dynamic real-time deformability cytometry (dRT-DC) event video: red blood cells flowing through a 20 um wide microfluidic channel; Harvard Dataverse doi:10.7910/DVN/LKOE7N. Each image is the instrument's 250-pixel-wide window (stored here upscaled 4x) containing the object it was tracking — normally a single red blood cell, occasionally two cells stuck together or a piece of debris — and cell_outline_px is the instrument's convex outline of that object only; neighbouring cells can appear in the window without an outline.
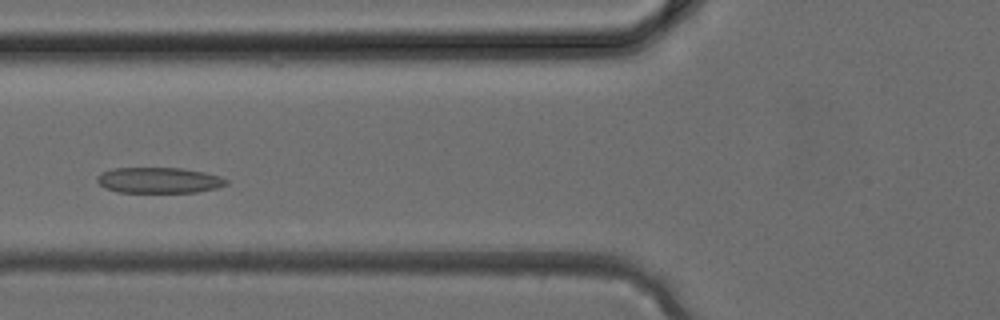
{"species": "common noctule bat (a hibernating species)", "species_latin": "Nyctalus noctula", "temperature_condition": "cold", "stored_images_in_passage": 27, "camera_frame_rate_fps": 3000, "um_per_image_px": 0.085, "animal": {"sex": "female", "body_mass_g": 24.6, "forearm_length_mm": 56.2}, "frame": {"image": 1, "passage_image": 4, "time_ms": 1.0, "image_size_px": [1000, 320], "cell_outline_px": [[228, 184], [216, 188], [196, 192], [116, 192], [104, 188], [96, 180], [96, 176], [100, 172], [112, 168], [180, 168], [204, 172], [220, 176], [228, 180]], "centroid_in_image_um": [13.47, 15.32], "position_along_channel_um": 112.3, "area_um2": 19.48}}
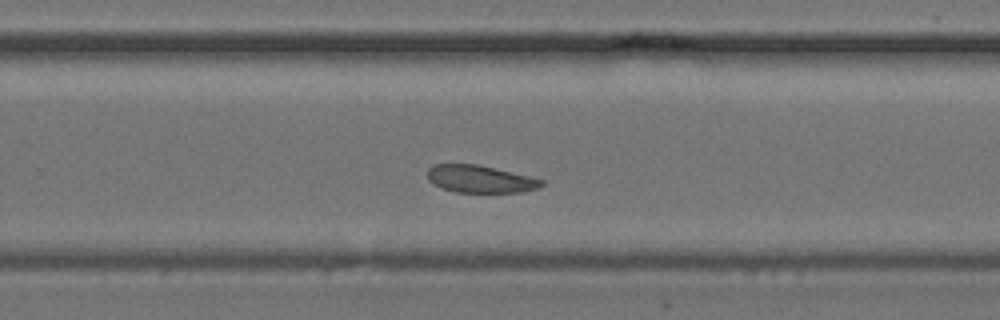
{"frame": {"image": 2, "passage_image": 14, "time_ms": 4.333, "image_size_px": [1000, 320], "cell_outline_px": [[544, 184], [536, 188], [524, 192], [456, 192], [432, 184], [428, 180], [428, 168], [432, 164], [480, 164], [544, 180]], "centroid_in_image_um": [40.79, 15.21], "position_along_channel_um": 289.0, "area_um2": 18.21}}
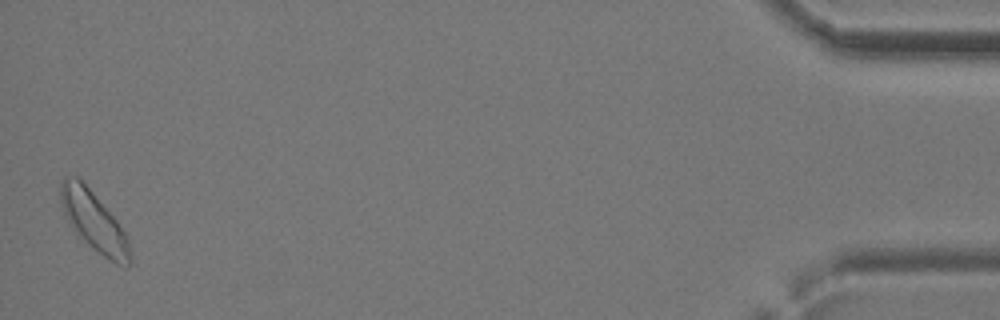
{"frame": {"image": 3, "passage_image": 27, "time_ms": 8.667, "image_size_px": [1000, 320], "cell_outline_px": [[132, 260], [128, 268], [116, 264], [108, 260], [92, 248], [68, 224], [64, 216], [60, 204], [60, 180], [64, 176], [80, 176], [116, 220], [124, 232], [128, 240]], "centroid_in_image_um": [7.95, 18.79], "position_along_channel_um": 427.3, "area_um2": 24.45}}